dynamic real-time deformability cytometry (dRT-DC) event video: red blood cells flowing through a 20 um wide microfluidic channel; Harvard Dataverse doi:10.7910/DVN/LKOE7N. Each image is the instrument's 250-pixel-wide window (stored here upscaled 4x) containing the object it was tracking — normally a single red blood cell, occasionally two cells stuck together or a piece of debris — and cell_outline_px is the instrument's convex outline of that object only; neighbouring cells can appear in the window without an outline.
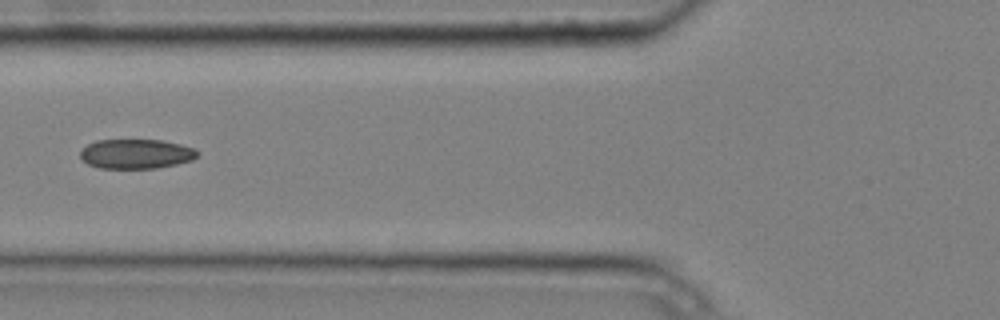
{"species": "common noctule bat (a hibernating species)", "species_latin": "Nyctalus noctula", "temperature_condition": "cold", "stored_images_in_passage": 7, "camera_frame_rate_fps": 3000, "um_per_image_px": 0.085, "animal": {"sex": "male", "body_mass_g": 20.4}, "frame": {"image": 1, "passage_image": 4, "time_ms": 1.0, "image_size_px": [1000, 320], "cell_outline_px": [[200, 152], [192, 160], [176, 164], [156, 168], [100, 168], [88, 164], [80, 156], [80, 152], [88, 144], [96, 140], [164, 140], [196, 148]], "centroid_in_image_um": [11.6, 13.07], "position_along_channel_um": 114.2, "area_um2": 20.17}}
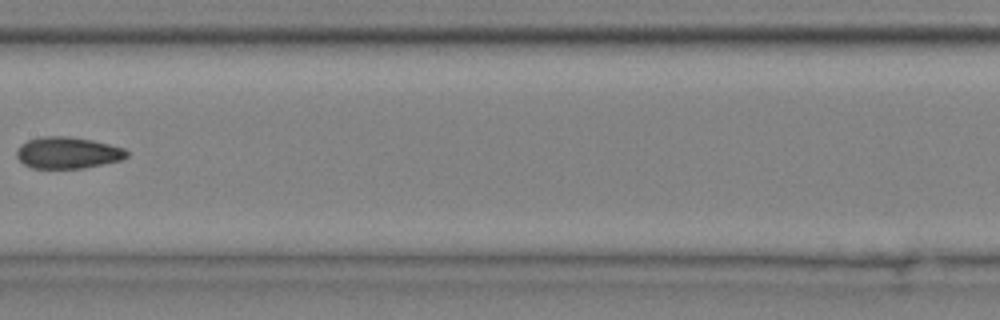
{"frame": {"image": 2, "passage_image": 6, "time_ms": 1.667, "image_size_px": [1000, 320], "cell_outline_px": [[128, 156], [120, 160], [84, 168], [32, 168], [24, 164], [16, 156], [16, 152], [20, 144], [28, 140], [40, 136], [68, 136], [92, 140], [124, 148], [128, 152]], "centroid_in_image_um": [5.73, 12.98], "position_along_channel_um": 201.7, "area_um2": 20.23}}
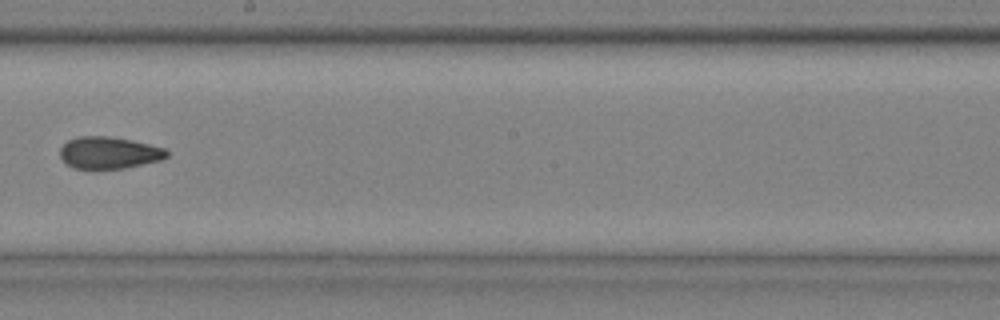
{"frame": {"image": 3, "passage_image": 7, "time_ms": 2.0, "image_size_px": [1000, 320], "cell_outline_px": [[168, 156], [160, 160], [124, 168], [72, 168], [60, 156], [60, 148], [68, 140], [80, 136], [108, 136], [132, 140], [164, 148], [168, 152]], "centroid_in_image_um": [9.26, 12.97], "position_along_channel_um": 238.9, "area_um2": 19.59}}